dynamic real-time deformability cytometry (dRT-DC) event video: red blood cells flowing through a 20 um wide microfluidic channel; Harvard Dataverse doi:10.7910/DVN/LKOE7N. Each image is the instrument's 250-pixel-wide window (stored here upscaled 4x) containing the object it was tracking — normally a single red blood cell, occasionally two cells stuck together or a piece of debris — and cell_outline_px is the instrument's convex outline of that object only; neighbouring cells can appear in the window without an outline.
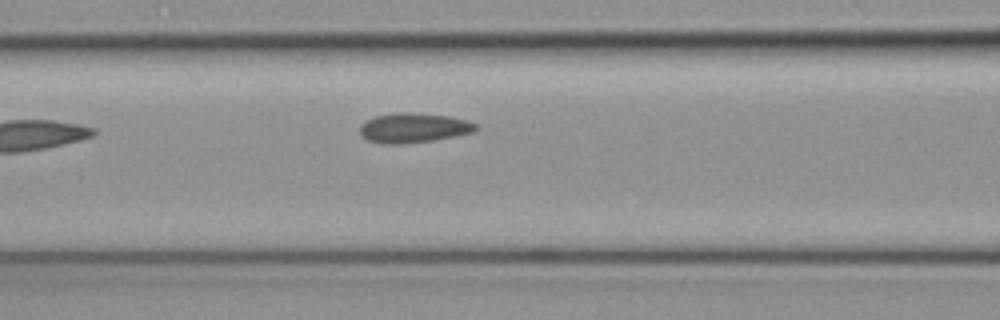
{"species": "common noctule bat (a hibernating species)", "species_latin": "Nyctalus noctula", "temperature_condition": "cold", "stored_images_in_passage": 4, "camera_frame_rate_fps": 3000, "um_per_image_px": 0.085, "animal": {"sex": "female", "body_mass_g": 19.3, "forearm_length_mm": 54.1}, "frame": {"image": 1, "passage_image": 4, "time_ms": 1.0, "image_size_px": [1000, 320], "cell_outline_px": [[480, 128], [472, 132], [456, 136], [432, 140], [396, 144], [380, 144], [368, 140], [360, 132], [360, 124], [364, 120], [376, 116], [400, 112], [408, 112], [448, 116], [464, 120], [476, 124]], "centroid_in_image_um": [35.13, 10.87], "position_along_channel_um": 131.5, "area_um2": 19.88}}